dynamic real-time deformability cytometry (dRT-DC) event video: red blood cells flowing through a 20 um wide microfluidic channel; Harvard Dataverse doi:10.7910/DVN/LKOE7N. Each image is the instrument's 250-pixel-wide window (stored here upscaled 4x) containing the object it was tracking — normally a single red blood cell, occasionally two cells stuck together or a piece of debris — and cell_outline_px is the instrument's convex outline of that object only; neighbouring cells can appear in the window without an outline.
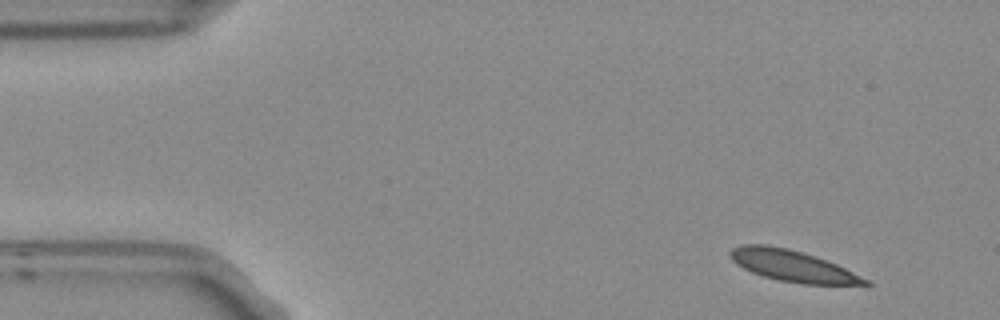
{"species": "Egyptian fruit bat (a non-hibernating species)", "species_latin": "Rousettus aegyptiacus", "temperature_condition": "room temperature", "stored_images_in_passage": 3, "camera_frame_rate_fps": 3000, "um_per_image_px": 0.085, "frame": {"image": 1, "passage_image": 1, "time_ms": 0.0, "image_size_px": [1000, 320], "cell_outline_px": [[872, 284], [868, 288], [800, 284], [780, 280], [764, 276], [752, 272], [736, 264], [732, 260], [728, 252], [732, 248], [744, 244], [764, 244], [784, 248], [800, 252], [836, 264], [868, 280]], "centroid_in_image_um": [67.49, 22.67], "position_along_channel_um": 17.5, "area_um2": 24.97}}
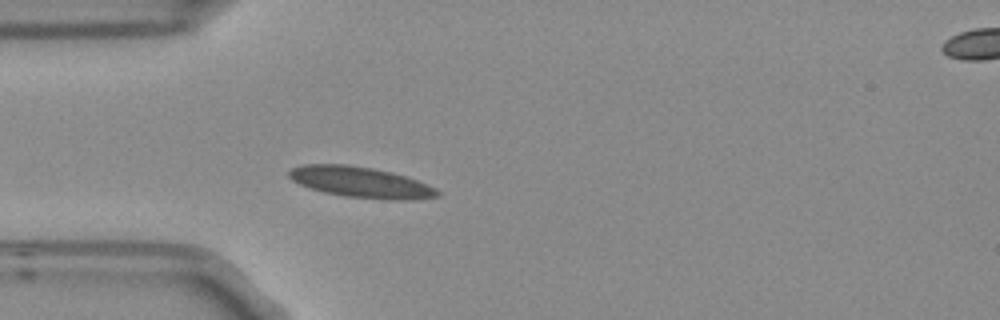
{"frame": {"image": 2, "passage_image": 3, "time_ms": 0.667, "image_size_px": [1000, 320], "cell_outline_px": [[440, 196], [416, 200], [384, 200], [344, 196], [324, 192], [308, 188], [292, 180], [288, 176], [288, 172], [292, 168], [304, 164], [344, 164], [372, 168], [392, 172], [416, 180], [436, 188], [440, 192]], "centroid_in_image_um": [30.67, 15.5], "position_along_channel_um": 54.3, "area_um2": 26.76}}